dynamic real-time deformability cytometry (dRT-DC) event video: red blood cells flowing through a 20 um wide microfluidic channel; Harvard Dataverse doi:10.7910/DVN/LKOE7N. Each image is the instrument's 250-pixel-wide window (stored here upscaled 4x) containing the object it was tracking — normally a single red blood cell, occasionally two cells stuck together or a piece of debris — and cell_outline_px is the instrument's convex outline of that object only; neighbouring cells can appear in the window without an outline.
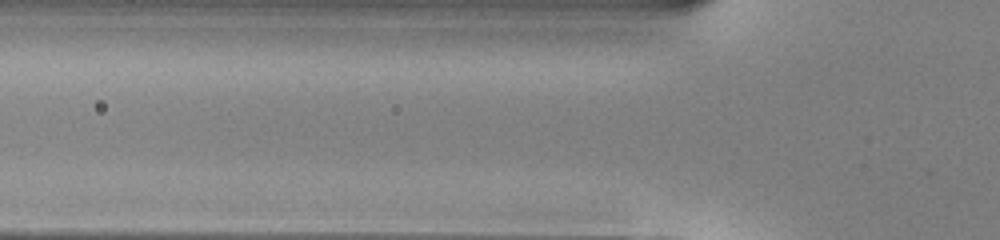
{"species": "common noctule bat (a hibernating species)", "species_latin": "Nyctalus noctula", "temperature_condition": "warm", "stored_images_in_passage": 3, "camera_frame_rate_fps": 3000, "um_per_image_px": 0.085, "animal": {"sex": "male", "body_mass_g": 13.0, "forearm_length_mm": 53.1}, "frame": {"image": 1, "passage_image": 3, "time_ms": 0.667, "image_size_px": [1000, 240], "cell_outline_px": [[604, 44], [588, 52], [544, 52], [508, 48], [480, 44], [480, 40], [488, 36], [600, 40]], "centroid_in_image_um": [46.14, 3.74], "position_along_channel_um": 79.7, "area_um2": 10.23}}